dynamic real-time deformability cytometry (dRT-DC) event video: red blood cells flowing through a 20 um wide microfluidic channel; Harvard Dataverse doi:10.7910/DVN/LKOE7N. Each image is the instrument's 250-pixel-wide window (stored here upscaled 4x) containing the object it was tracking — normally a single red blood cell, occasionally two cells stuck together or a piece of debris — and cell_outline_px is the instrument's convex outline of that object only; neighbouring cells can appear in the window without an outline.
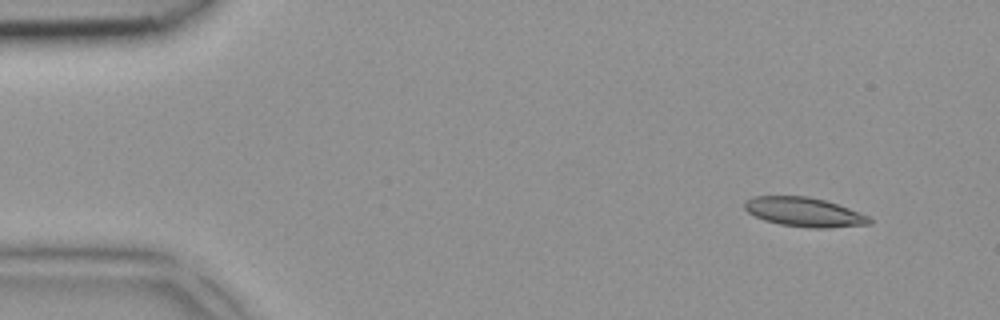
{"species": "common noctule bat (a hibernating species)", "species_latin": "Nyctalus noctula", "temperature_condition": "room temperature", "stored_images_in_passage": 4, "camera_frame_rate_fps": 3000, "um_per_image_px": 0.085, "animal": {"sex": "female", "body_mass_g": 18.4}, "frame": {"image": 1, "passage_image": 1, "time_ms": 0.0, "image_size_px": [1000, 320], "cell_outline_px": [[872, 224], [832, 228], [812, 228], [780, 224], [764, 220], [748, 212], [744, 208], [744, 200], [752, 196], [808, 196], [824, 200], [848, 208], [868, 216], [872, 220]], "centroid_in_image_um": [68.34, 18.02], "position_along_channel_um": 16.7, "area_um2": 21.27}}
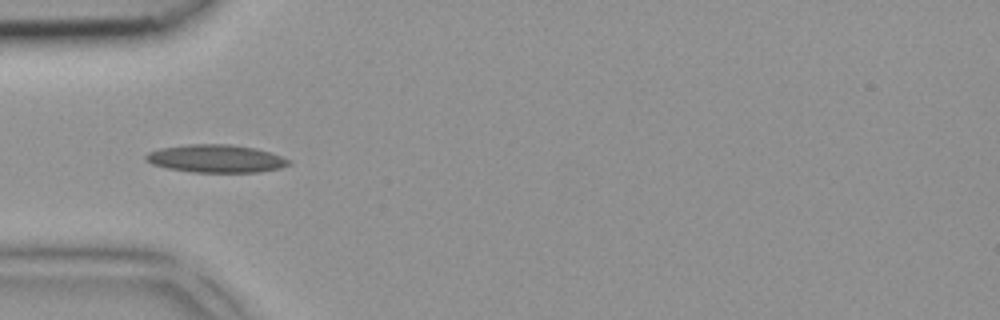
{"frame": {"image": 2, "passage_image": 3, "time_ms": 0.667, "image_size_px": [1000, 320], "cell_outline_px": [[292, 164], [280, 168], [260, 172], [192, 172], [164, 168], [152, 164], [144, 160], [144, 156], [148, 152], [160, 148], [188, 144], [228, 144], [256, 148], [280, 156], [288, 160]], "centroid_in_image_um": [18.3, 13.48], "position_along_channel_um": 66.7, "area_um2": 23.29}}